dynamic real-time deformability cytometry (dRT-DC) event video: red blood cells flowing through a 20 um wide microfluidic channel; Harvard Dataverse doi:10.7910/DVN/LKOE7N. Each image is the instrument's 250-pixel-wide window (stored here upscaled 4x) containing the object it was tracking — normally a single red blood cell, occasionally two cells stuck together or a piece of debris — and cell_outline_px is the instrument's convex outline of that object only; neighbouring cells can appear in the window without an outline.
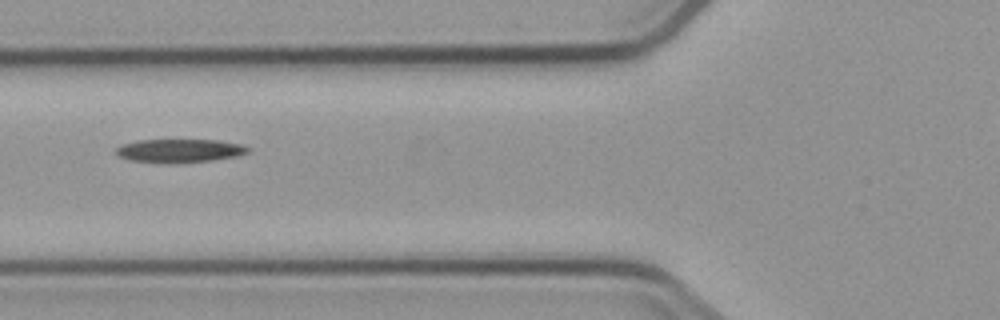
{"species": "common noctule bat (a hibernating species)", "species_latin": "Nyctalus noctula", "temperature_condition": "cold", "stored_images_in_passage": 3, "camera_frame_rate_fps": 3000, "um_per_image_px": 0.085, "animal": {"sex": "male", "body_mass_g": 23.1, "forearm_length_mm": 52.7}, "frame": {"image": 1, "passage_image": 3, "time_ms": 2.0, "image_size_px": [1000, 320], "cell_outline_px": [[252, 148], [248, 152], [236, 156], [212, 160], [132, 160], [120, 156], [116, 152], [116, 148], [120, 144], [136, 140], [220, 140], [244, 144]], "centroid_in_image_um": [15.35, 12.74], "position_along_channel_um": 110.5, "area_um2": 17.05}}